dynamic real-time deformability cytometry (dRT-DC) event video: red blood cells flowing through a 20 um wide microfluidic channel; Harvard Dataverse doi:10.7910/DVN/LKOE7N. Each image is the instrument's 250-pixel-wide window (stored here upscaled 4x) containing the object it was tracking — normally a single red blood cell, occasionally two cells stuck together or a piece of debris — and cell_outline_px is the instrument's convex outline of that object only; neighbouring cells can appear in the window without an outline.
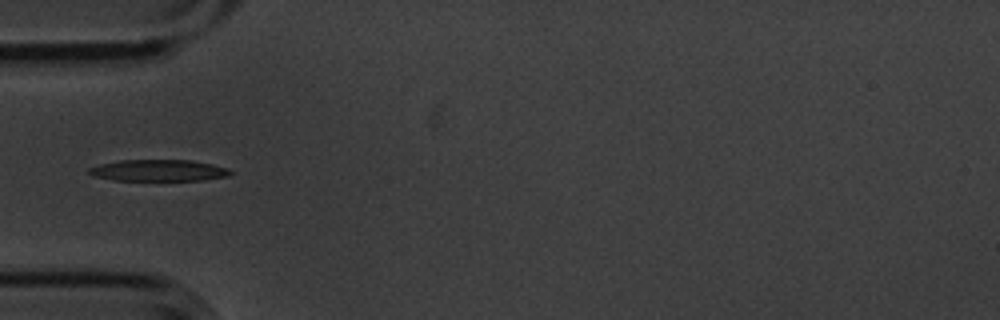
{"species": "common noctule bat (a hibernating species)", "species_latin": "Nyctalus noctula", "temperature_condition": "cold", "stored_images_in_passage": 1, "camera_frame_rate_fps": 3000, "um_per_image_px": 0.085, "animal": {"sex": "male", "body_mass_g": 20.1, "forearm_length_mm": 53.5}, "frame": {"image": 1, "passage_image": 1, "time_ms": 0.0, "image_size_px": [1000, 320], "cell_outline_px": [[232, 172], [228, 176], [204, 180], [112, 180], [92, 176], [88, 172], [88, 168], [100, 164], [120, 160], [192, 160], [212, 164], [228, 168]], "centroid_in_image_um": [13.46, 14.48], "position_along_channel_um": 71.5, "area_um2": 17.74}}